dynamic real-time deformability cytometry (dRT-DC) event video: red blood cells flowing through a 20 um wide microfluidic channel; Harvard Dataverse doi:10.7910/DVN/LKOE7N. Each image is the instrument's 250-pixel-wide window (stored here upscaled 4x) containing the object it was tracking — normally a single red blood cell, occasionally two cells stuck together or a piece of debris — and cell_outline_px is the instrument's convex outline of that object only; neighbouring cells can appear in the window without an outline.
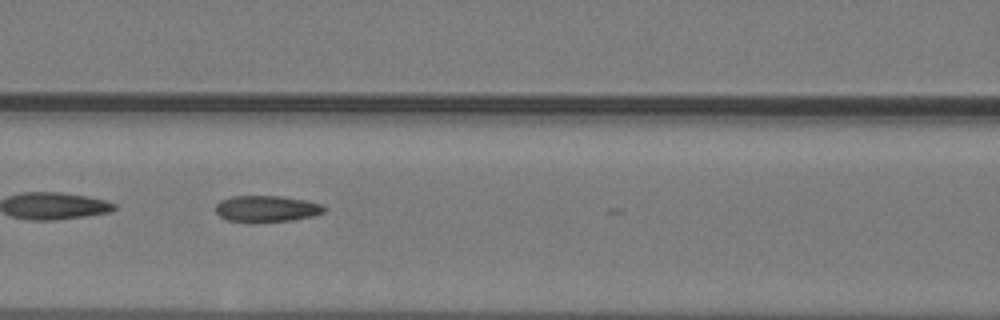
{"species": "common noctule bat (a hibernating species)", "species_latin": "Nyctalus noctula", "temperature_condition": "warm", "stored_images_in_passage": 31, "segment_of_instrument_passage": [2, 2], "camera_frame_rate_fps": 3000, "um_per_image_px": 0.085, "animal": {"sex": "male", "body_mass_g": 19.2, "forearm_length_mm": 51.8}, "frame": {"image": 1, "passage_image": 21, "time_ms": 6.667, "image_size_px": [1000, 320], "cell_outline_px": [[328, 208], [324, 212], [312, 216], [292, 220], [252, 224], [228, 220], [220, 216], [216, 212], [216, 204], [220, 200], [232, 196], [280, 196], [308, 200], [320, 204]], "centroid_in_image_um": [22.66, 17.76], "position_along_channel_um": 143.9, "area_um2": 17.11}}
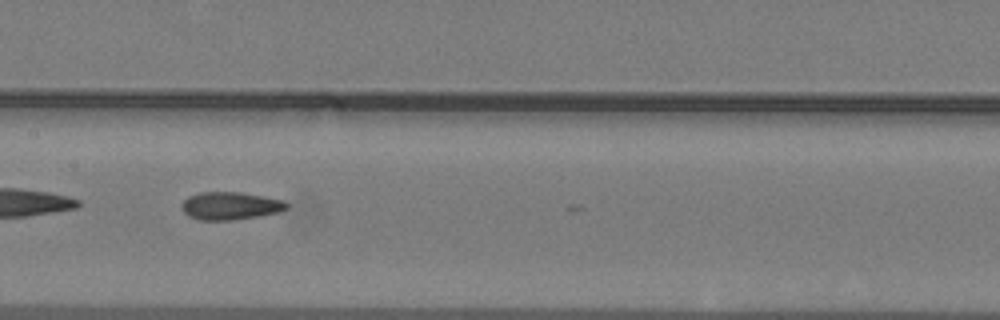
{"frame": {"image": 2, "passage_image": 24, "time_ms": 7.667, "image_size_px": [1000, 320], "cell_outline_px": [[288, 208], [280, 212], [232, 220], [200, 220], [188, 216], [180, 208], [180, 204], [188, 196], [200, 192], [240, 192], [284, 200], [288, 204]], "centroid_in_image_um": [19.54, 17.49], "position_along_channel_um": 187.9, "area_um2": 17.05}}
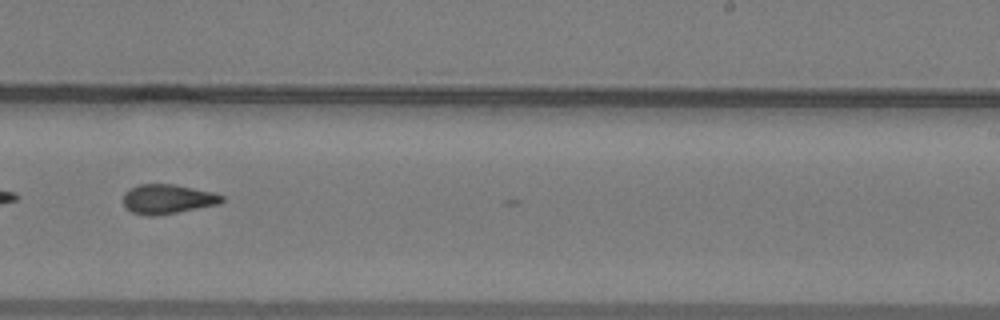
{"frame": {"image": 3, "passage_image": 30, "time_ms": 9.667, "image_size_px": [1000, 320], "cell_outline_px": [[224, 200], [220, 204], [156, 216], [148, 216], [132, 212], [124, 204], [124, 192], [128, 188], [140, 184], [172, 184], [212, 192], [224, 196]], "centroid_in_image_um": [14.24, 16.92], "position_along_channel_um": 274.8, "area_um2": 16.88}}